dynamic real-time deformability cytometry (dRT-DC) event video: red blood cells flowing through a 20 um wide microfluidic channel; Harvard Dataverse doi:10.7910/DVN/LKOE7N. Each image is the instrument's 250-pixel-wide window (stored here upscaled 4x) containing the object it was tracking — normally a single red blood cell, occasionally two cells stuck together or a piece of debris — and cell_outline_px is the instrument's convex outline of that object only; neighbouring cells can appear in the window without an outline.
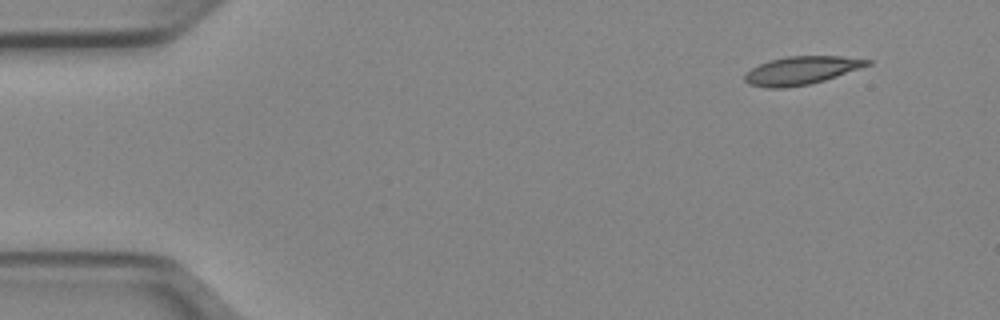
{"species": "Egyptian fruit bat (a non-hibernating species)", "species_latin": "Rousettus aegyptiacus", "temperature_condition": "cold", "stored_images_in_passage": 47, "camera_frame_rate_fps": 3000, "um_per_image_px": 0.085, "animal": {"sex": "female"}, "frame": {"image": 1, "passage_image": 1, "time_ms": 0.0, "image_size_px": [1000, 320], "cell_outline_px": [[872, 64], [824, 80], [808, 84], [784, 88], [764, 88], [748, 84], [744, 80], [744, 76], [752, 68], [768, 60], [788, 56], [840, 56], [872, 60]], "centroid_in_image_um": [68.09, 5.99], "position_along_channel_um": 16.9, "area_um2": 20.0}}
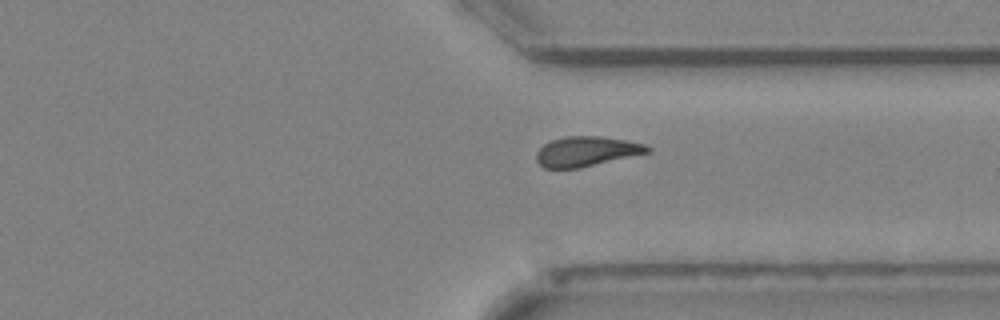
{"frame": {"image": 2, "passage_image": 35, "time_ms": 11.333, "image_size_px": [1000, 320], "cell_outline_px": [[652, 152], [580, 168], [544, 168], [536, 160], [536, 152], [544, 144], [552, 140], [568, 136], [604, 136], [644, 144], [652, 148]], "centroid_in_image_um": [49.88, 12.87], "position_along_channel_um": 361.5, "area_um2": 19.42}}
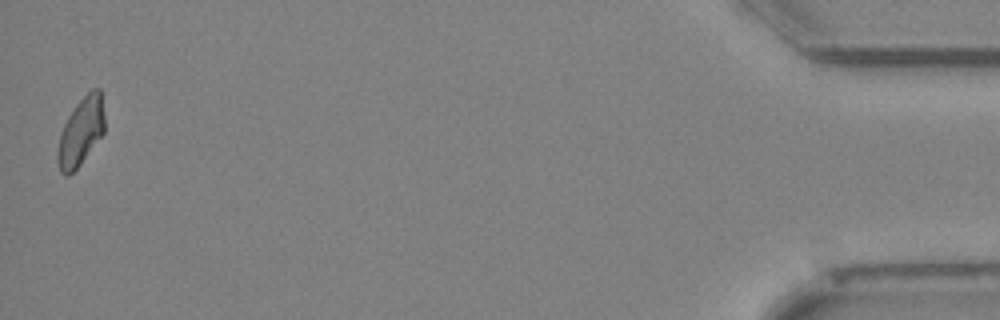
{"frame": {"image": 3, "passage_image": 47, "time_ms": 15.333, "image_size_px": [1000, 320], "cell_outline_px": [[104, 132], [80, 164], [68, 176], [64, 176], [60, 172], [56, 160], [56, 152], [60, 132], [68, 116], [76, 104], [92, 88], [100, 88], [104, 116]], "centroid_in_image_um": [6.84, 11.21], "position_along_channel_um": 428.4, "area_um2": 18.55}, "authors_computed_cell_mechanics": {"area_um2": 20.0566, "velocity_mm_per_s": 3.9458, "shape_relaxation_time_tau1_ms": 7.5358, "shape_relaxation_time_tau2_ms": 3.8639, "deformation_change_tau1": 0.1733, "deformation_change_tau2": 0.1062}}